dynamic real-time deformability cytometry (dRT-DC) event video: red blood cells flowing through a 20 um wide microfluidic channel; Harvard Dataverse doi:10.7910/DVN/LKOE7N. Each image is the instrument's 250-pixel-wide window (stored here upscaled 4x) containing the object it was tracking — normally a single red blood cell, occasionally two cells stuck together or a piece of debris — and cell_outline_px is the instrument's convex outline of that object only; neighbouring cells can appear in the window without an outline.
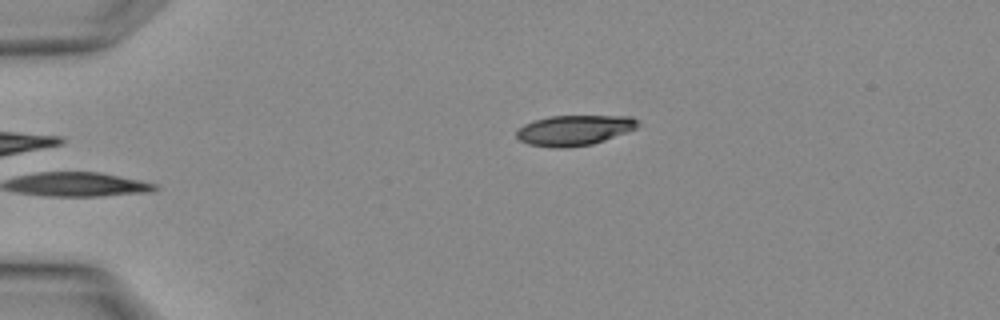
{"species": "Egyptian fruit bat (a non-hibernating species)", "species_latin": "Rousettus aegyptiacus", "temperature_condition": "warm", "stored_images_in_passage": 2, "camera_frame_rate_fps": 3000, "um_per_image_px": 0.085, "animal": {"sex": "female"}, "frame": {"image": 1, "passage_image": 2, "time_ms": 0.333, "image_size_px": [1000, 320], "cell_outline_px": [[640, 124], [636, 128], [628, 132], [592, 144], [568, 148], [552, 148], [528, 144], [520, 140], [516, 136], [516, 132], [524, 124], [548, 116], [632, 116], [640, 120]], "centroid_in_image_um": [48.84, 11.07], "position_along_channel_um": 36.2, "area_um2": 21.56}}